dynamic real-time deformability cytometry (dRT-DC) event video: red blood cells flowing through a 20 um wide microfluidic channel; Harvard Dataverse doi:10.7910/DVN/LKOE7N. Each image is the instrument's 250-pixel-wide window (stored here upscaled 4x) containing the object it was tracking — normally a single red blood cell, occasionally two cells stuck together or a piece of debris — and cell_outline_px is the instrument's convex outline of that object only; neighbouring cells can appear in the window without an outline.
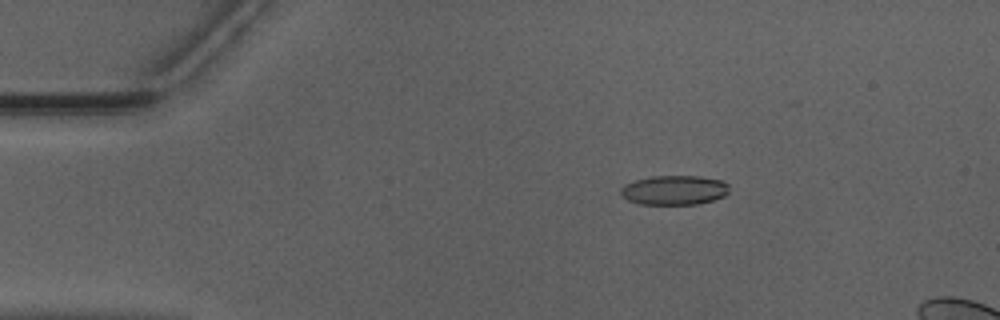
{"species": "Egyptian fruit bat (a non-hibernating species)", "species_latin": "Rousettus aegyptiacus", "temperature_condition": "warm", "stored_images_in_passage": 27, "camera_frame_rate_fps": 3000, "um_per_image_px": 0.085, "animal": {"sex": "male"}, "frame": {"image": 1, "passage_image": 10, "time_ms": 3.0, "image_size_px": [1000, 320], "cell_outline_px": [[728, 192], [724, 196], [712, 200], [696, 204], [640, 204], [628, 200], [620, 196], [620, 188], [624, 184], [636, 180], [652, 176], [700, 176], [724, 180], [728, 184]], "centroid_in_image_um": [57.3, 16.15], "position_along_channel_um": 27.7, "area_um2": 18.73}}
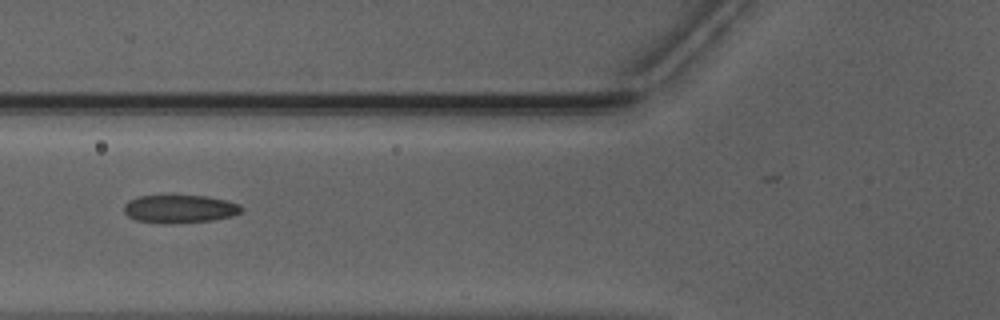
{"frame": {"image": 2, "passage_image": 21, "time_ms": 6.667, "image_size_px": [1000, 320], "cell_outline_px": [[244, 208], [240, 212], [232, 216], [212, 220], [172, 224], [168, 224], [136, 220], [128, 216], [124, 212], [124, 204], [128, 200], [140, 196], [172, 192], [208, 196], [228, 200], [240, 204]], "centroid_in_image_um": [15.27, 17.7], "position_along_channel_um": 110.5, "area_um2": 20.29}}
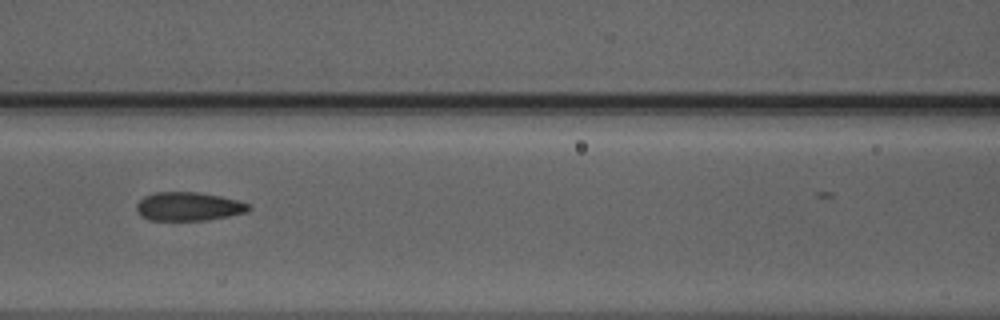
{"frame": {"image": 3, "passage_image": 24, "time_ms": 7.667, "image_size_px": [1000, 320], "cell_outline_px": [[252, 208], [248, 212], [208, 220], [148, 220], [140, 216], [136, 212], [136, 204], [144, 196], [152, 192], [200, 192], [220, 196], [236, 200], [248, 204]], "centroid_in_image_um": [15.99, 17.55], "position_along_channel_um": 150.6, "area_um2": 18.9}}